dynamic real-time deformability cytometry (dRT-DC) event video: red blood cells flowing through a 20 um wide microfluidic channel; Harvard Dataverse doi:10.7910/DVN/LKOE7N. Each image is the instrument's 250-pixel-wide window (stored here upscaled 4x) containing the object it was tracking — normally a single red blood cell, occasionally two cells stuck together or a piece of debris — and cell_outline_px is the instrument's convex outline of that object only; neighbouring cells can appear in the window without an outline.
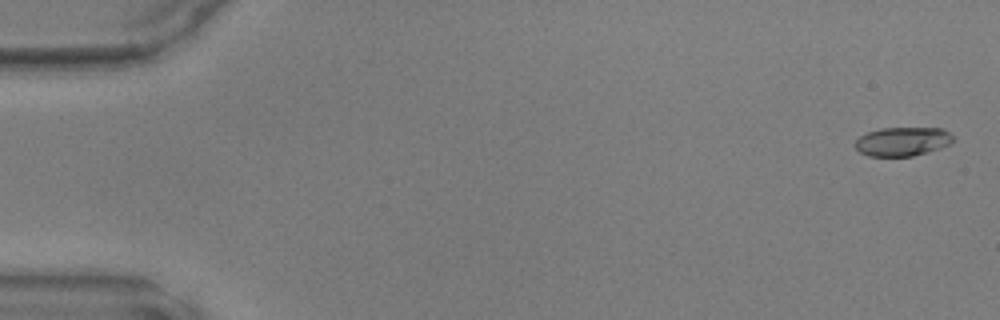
{"species": "common noctule bat (a hibernating species)", "species_latin": "Nyctalus noctula", "temperature_condition": "warm", "stored_images_in_passage": 48, "camera_frame_rate_fps": 3000, "um_per_image_px": 0.085, "animal": {"sex": "male", "body_mass_g": 17.9, "forearm_length_mm": 54.2}, "frame": {"image": 1, "passage_image": 2, "time_ms": 0.333, "image_size_px": [1000, 320], "cell_outline_px": [[956, 140], [952, 144], [940, 148], [912, 156], [868, 156], [860, 152], [856, 148], [856, 140], [860, 136], [868, 132], [880, 128], [940, 128], [948, 132]], "centroid_in_image_um": [76.74, 12.03], "position_along_channel_um": 8.3, "area_um2": 16.47}}
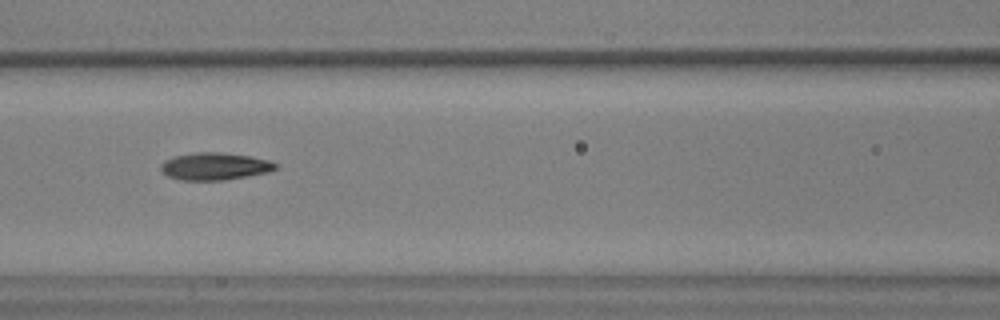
{"frame": {"image": 2, "passage_image": 22, "time_ms": 7.0, "image_size_px": [1000, 320], "cell_outline_px": [[276, 168], [268, 172], [224, 180], [180, 180], [168, 176], [160, 168], [160, 164], [164, 160], [176, 156], [196, 152], [220, 152], [248, 156], [268, 160], [276, 164]], "centroid_in_image_um": [18.22, 14.14], "position_along_channel_um": 148.4, "area_um2": 18.03}}
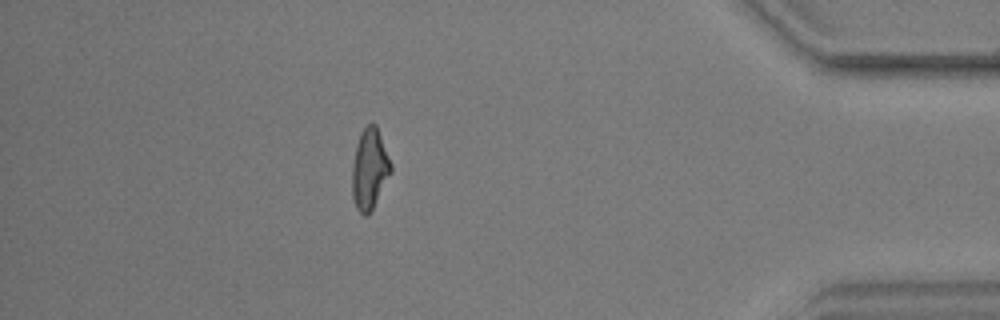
{"frame": {"image": 3, "passage_image": 43, "time_ms": 14.0, "image_size_px": [1000, 320], "cell_outline_px": [[392, 172], [368, 216], [364, 216], [356, 208], [352, 196], [352, 168], [356, 144], [360, 132], [368, 124], [376, 124], [392, 164]], "centroid_in_image_um": [31.41, 14.37], "position_along_channel_um": 403.8, "area_um2": 18.26}}